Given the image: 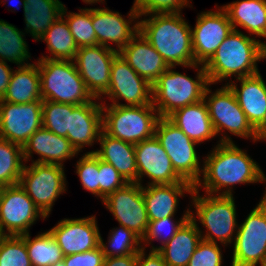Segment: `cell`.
I'll return each mask as SVG.
<instances>
[{
	"instance_id": "b9f144b4",
	"label": "cell",
	"mask_w": 266,
	"mask_h": 266,
	"mask_svg": "<svg viewBox=\"0 0 266 266\" xmlns=\"http://www.w3.org/2000/svg\"><path fill=\"white\" fill-rule=\"evenodd\" d=\"M100 199L103 201L109 194L124 187L128 182L109 163L98 158Z\"/></svg>"
},
{
	"instance_id": "681fc988",
	"label": "cell",
	"mask_w": 266,
	"mask_h": 266,
	"mask_svg": "<svg viewBox=\"0 0 266 266\" xmlns=\"http://www.w3.org/2000/svg\"><path fill=\"white\" fill-rule=\"evenodd\" d=\"M13 1H15V2H17V1H19V0H10L9 2L10 3H12ZM18 3H19V5H18ZM10 5V4H9ZM25 5H26V3H25V0H20L19 2H17V6L19 7V6H23V10H24V7H25ZM11 6H12V8L14 7H16V4H15V6H14V3L13 4H11ZM10 6V7H11ZM18 7H16V8H18Z\"/></svg>"
},
{
	"instance_id": "ab89813d",
	"label": "cell",
	"mask_w": 266,
	"mask_h": 266,
	"mask_svg": "<svg viewBox=\"0 0 266 266\" xmlns=\"http://www.w3.org/2000/svg\"><path fill=\"white\" fill-rule=\"evenodd\" d=\"M0 266H32L23 235H8L0 243Z\"/></svg>"
},
{
	"instance_id": "3957f363",
	"label": "cell",
	"mask_w": 266,
	"mask_h": 266,
	"mask_svg": "<svg viewBox=\"0 0 266 266\" xmlns=\"http://www.w3.org/2000/svg\"><path fill=\"white\" fill-rule=\"evenodd\" d=\"M233 30L203 65L210 85L259 73L257 62L266 59V42Z\"/></svg>"
},
{
	"instance_id": "d6a6232c",
	"label": "cell",
	"mask_w": 266,
	"mask_h": 266,
	"mask_svg": "<svg viewBox=\"0 0 266 266\" xmlns=\"http://www.w3.org/2000/svg\"><path fill=\"white\" fill-rule=\"evenodd\" d=\"M25 33L14 25L0 19V60L26 66L31 60L28 44L23 36Z\"/></svg>"
},
{
	"instance_id": "cb8c5ba5",
	"label": "cell",
	"mask_w": 266,
	"mask_h": 266,
	"mask_svg": "<svg viewBox=\"0 0 266 266\" xmlns=\"http://www.w3.org/2000/svg\"><path fill=\"white\" fill-rule=\"evenodd\" d=\"M118 53L140 77L151 85L169 68L163 57L140 32Z\"/></svg>"
},
{
	"instance_id": "f5cc1de1",
	"label": "cell",
	"mask_w": 266,
	"mask_h": 266,
	"mask_svg": "<svg viewBox=\"0 0 266 266\" xmlns=\"http://www.w3.org/2000/svg\"><path fill=\"white\" fill-rule=\"evenodd\" d=\"M51 266H65V263H64V261L62 260V261L57 262V263H55V264H53V265H51Z\"/></svg>"
},
{
	"instance_id": "ffe728a7",
	"label": "cell",
	"mask_w": 266,
	"mask_h": 266,
	"mask_svg": "<svg viewBox=\"0 0 266 266\" xmlns=\"http://www.w3.org/2000/svg\"><path fill=\"white\" fill-rule=\"evenodd\" d=\"M50 233L64 256L95 249L100 244V231L96 216L63 219L51 228Z\"/></svg>"
},
{
	"instance_id": "4fadbf2b",
	"label": "cell",
	"mask_w": 266,
	"mask_h": 266,
	"mask_svg": "<svg viewBox=\"0 0 266 266\" xmlns=\"http://www.w3.org/2000/svg\"><path fill=\"white\" fill-rule=\"evenodd\" d=\"M104 97L111 100L110 105L130 107L151 105L152 85L140 77L118 53L111 65L109 89ZM121 99L126 103H120Z\"/></svg>"
},
{
	"instance_id": "52a82bcc",
	"label": "cell",
	"mask_w": 266,
	"mask_h": 266,
	"mask_svg": "<svg viewBox=\"0 0 266 266\" xmlns=\"http://www.w3.org/2000/svg\"><path fill=\"white\" fill-rule=\"evenodd\" d=\"M103 102L102 127L106 134L134 145L155 136L160 116L153 104L132 107L109 104L105 106L106 103Z\"/></svg>"
},
{
	"instance_id": "bcb514c9",
	"label": "cell",
	"mask_w": 266,
	"mask_h": 266,
	"mask_svg": "<svg viewBox=\"0 0 266 266\" xmlns=\"http://www.w3.org/2000/svg\"><path fill=\"white\" fill-rule=\"evenodd\" d=\"M145 246L138 252L136 266H168L158 251H150L147 255Z\"/></svg>"
},
{
	"instance_id": "8d00e7d4",
	"label": "cell",
	"mask_w": 266,
	"mask_h": 266,
	"mask_svg": "<svg viewBox=\"0 0 266 266\" xmlns=\"http://www.w3.org/2000/svg\"><path fill=\"white\" fill-rule=\"evenodd\" d=\"M67 13V8L64 6L61 16L66 18L65 20L78 48L98 45L96 33L91 22V8L80 9L79 13Z\"/></svg>"
},
{
	"instance_id": "4316f807",
	"label": "cell",
	"mask_w": 266,
	"mask_h": 266,
	"mask_svg": "<svg viewBox=\"0 0 266 266\" xmlns=\"http://www.w3.org/2000/svg\"><path fill=\"white\" fill-rule=\"evenodd\" d=\"M167 118L197 144L217 136L204 100L180 108Z\"/></svg>"
},
{
	"instance_id": "2e32d148",
	"label": "cell",
	"mask_w": 266,
	"mask_h": 266,
	"mask_svg": "<svg viewBox=\"0 0 266 266\" xmlns=\"http://www.w3.org/2000/svg\"><path fill=\"white\" fill-rule=\"evenodd\" d=\"M119 225L132 230L141 239L146 233L149 219L142 194V185L127 183L109 194L103 201Z\"/></svg>"
},
{
	"instance_id": "9c48e42d",
	"label": "cell",
	"mask_w": 266,
	"mask_h": 266,
	"mask_svg": "<svg viewBox=\"0 0 266 266\" xmlns=\"http://www.w3.org/2000/svg\"><path fill=\"white\" fill-rule=\"evenodd\" d=\"M155 136L170 158L175 172L193 186L201 179L203 167L197 156L196 142L173 124L167 117H160Z\"/></svg>"
},
{
	"instance_id": "277c9868",
	"label": "cell",
	"mask_w": 266,
	"mask_h": 266,
	"mask_svg": "<svg viewBox=\"0 0 266 266\" xmlns=\"http://www.w3.org/2000/svg\"><path fill=\"white\" fill-rule=\"evenodd\" d=\"M174 68L169 66L152 84V104L160 117H168L180 108L202 101L210 86L203 65L196 64V80L174 71Z\"/></svg>"
},
{
	"instance_id": "5b68a950",
	"label": "cell",
	"mask_w": 266,
	"mask_h": 266,
	"mask_svg": "<svg viewBox=\"0 0 266 266\" xmlns=\"http://www.w3.org/2000/svg\"><path fill=\"white\" fill-rule=\"evenodd\" d=\"M194 211H190V219L198 221L206 228L204 234L198 227L202 240L220 243L223 246L233 244L238 229L235 199L226 195H199V190L193 189L190 194ZM198 217H196L195 216ZM204 234V235H203Z\"/></svg>"
},
{
	"instance_id": "f907efd6",
	"label": "cell",
	"mask_w": 266,
	"mask_h": 266,
	"mask_svg": "<svg viewBox=\"0 0 266 266\" xmlns=\"http://www.w3.org/2000/svg\"><path fill=\"white\" fill-rule=\"evenodd\" d=\"M8 235L4 232L2 225L0 224V243L7 237Z\"/></svg>"
},
{
	"instance_id": "8992f818",
	"label": "cell",
	"mask_w": 266,
	"mask_h": 266,
	"mask_svg": "<svg viewBox=\"0 0 266 266\" xmlns=\"http://www.w3.org/2000/svg\"><path fill=\"white\" fill-rule=\"evenodd\" d=\"M37 64L43 101L81 105L95 99L79 75L74 61L38 59Z\"/></svg>"
},
{
	"instance_id": "ee69618b",
	"label": "cell",
	"mask_w": 266,
	"mask_h": 266,
	"mask_svg": "<svg viewBox=\"0 0 266 266\" xmlns=\"http://www.w3.org/2000/svg\"><path fill=\"white\" fill-rule=\"evenodd\" d=\"M221 252L217 243L201 240L187 266H222Z\"/></svg>"
},
{
	"instance_id": "1f68e13d",
	"label": "cell",
	"mask_w": 266,
	"mask_h": 266,
	"mask_svg": "<svg viewBox=\"0 0 266 266\" xmlns=\"http://www.w3.org/2000/svg\"><path fill=\"white\" fill-rule=\"evenodd\" d=\"M40 40L46 42L51 55H43L40 59L74 61L79 49L65 18L62 16L52 24Z\"/></svg>"
},
{
	"instance_id": "e0dca14e",
	"label": "cell",
	"mask_w": 266,
	"mask_h": 266,
	"mask_svg": "<svg viewBox=\"0 0 266 266\" xmlns=\"http://www.w3.org/2000/svg\"><path fill=\"white\" fill-rule=\"evenodd\" d=\"M232 31V24L222 7L200 13L195 27L191 28L195 63L204 65Z\"/></svg>"
},
{
	"instance_id": "7dc6e473",
	"label": "cell",
	"mask_w": 266,
	"mask_h": 266,
	"mask_svg": "<svg viewBox=\"0 0 266 266\" xmlns=\"http://www.w3.org/2000/svg\"><path fill=\"white\" fill-rule=\"evenodd\" d=\"M138 254L105 257L102 266H136Z\"/></svg>"
},
{
	"instance_id": "d590c367",
	"label": "cell",
	"mask_w": 266,
	"mask_h": 266,
	"mask_svg": "<svg viewBox=\"0 0 266 266\" xmlns=\"http://www.w3.org/2000/svg\"><path fill=\"white\" fill-rule=\"evenodd\" d=\"M113 228L108 236V242L105 244L100 235L99 246L105 257H118L130 254H138L142 249L141 238L132 230L119 225Z\"/></svg>"
},
{
	"instance_id": "5bb4252c",
	"label": "cell",
	"mask_w": 266,
	"mask_h": 266,
	"mask_svg": "<svg viewBox=\"0 0 266 266\" xmlns=\"http://www.w3.org/2000/svg\"><path fill=\"white\" fill-rule=\"evenodd\" d=\"M118 54L114 49L101 45L80 47L74 63L88 91L98 101L108 91L111 76V65Z\"/></svg>"
},
{
	"instance_id": "7bdbcfd3",
	"label": "cell",
	"mask_w": 266,
	"mask_h": 266,
	"mask_svg": "<svg viewBox=\"0 0 266 266\" xmlns=\"http://www.w3.org/2000/svg\"><path fill=\"white\" fill-rule=\"evenodd\" d=\"M189 2V0H134L133 8L139 16L151 13H176L181 12L185 6L192 7Z\"/></svg>"
},
{
	"instance_id": "ba28073f",
	"label": "cell",
	"mask_w": 266,
	"mask_h": 266,
	"mask_svg": "<svg viewBox=\"0 0 266 266\" xmlns=\"http://www.w3.org/2000/svg\"><path fill=\"white\" fill-rule=\"evenodd\" d=\"M203 100L207 105L216 135H222L219 143H233L231 137L225 134V130L235 136L252 139L254 142L261 140L259 133L249 123L228 85L225 84L220 89H216L214 93L208 86Z\"/></svg>"
},
{
	"instance_id": "484cf974",
	"label": "cell",
	"mask_w": 266,
	"mask_h": 266,
	"mask_svg": "<svg viewBox=\"0 0 266 266\" xmlns=\"http://www.w3.org/2000/svg\"><path fill=\"white\" fill-rule=\"evenodd\" d=\"M98 142L100 143V150L86 153H94L99 159L111 164L128 183H138L135 145L114 138L103 130Z\"/></svg>"
},
{
	"instance_id": "db71d44e",
	"label": "cell",
	"mask_w": 266,
	"mask_h": 266,
	"mask_svg": "<svg viewBox=\"0 0 266 266\" xmlns=\"http://www.w3.org/2000/svg\"><path fill=\"white\" fill-rule=\"evenodd\" d=\"M260 266H266V260Z\"/></svg>"
},
{
	"instance_id": "c3c4849f",
	"label": "cell",
	"mask_w": 266,
	"mask_h": 266,
	"mask_svg": "<svg viewBox=\"0 0 266 266\" xmlns=\"http://www.w3.org/2000/svg\"><path fill=\"white\" fill-rule=\"evenodd\" d=\"M12 72L13 69L8 63L0 60V100L3 99L6 93Z\"/></svg>"
},
{
	"instance_id": "7c38bea8",
	"label": "cell",
	"mask_w": 266,
	"mask_h": 266,
	"mask_svg": "<svg viewBox=\"0 0 266 266\" xmlns=\"http://www.w3.org/2000/svg\"><path fill=\"white\" fill-rule=\"evenodd\" d=\"M39 217L46 219L20 184L2 187L0 224L7 235L28 234L29 228Z\"/></svg>"
},
{
	"instance_id": "e575fe53",
	"label": "cell",
	"mask_w": 266,
	"mask_h": 266,
	"mask_svg": "<svg viewBox=\"0 0 266 266\" xmlns=\"http://www.w3.org/2000/svg\"><path fill=\"white\" fill-rule=\"evenodd\" d=\"M22 146L0 138V186L19 184L25 164Z\"/></svg>"
},
{
	"instance_id": "d6986e66",
	"label": "cell",
	"mask_w": 266,
	"mask_h": 266,
	"mask_svg": "<svg viewBox=\"0 0 266 266\" xmlns=\"http://www.w3.org/2000/svg\"><path fill=\"white\" fill-rule=\"evenodd\" d=\"M135 158L140 185L143 176L150 179L148 185L174 184L183 181L173 169L170 158L156 136L135 144Z\"/></svg>"
},
{
	"instance_id": "6da1fadb",
	"label": "cell",
	"mask_w": 266,
	"mask_h": 266,
	"mask_svg": "<svg viewBox=\"0 0 266 266\" xmlns=\"http://www.w3.org/2000/svg\"><path fill=\"white\" fill-rule=\"evenodd\" d=\"M244 151L234 142L218 143L203 159V179L194 188L199 190L203 187L205 193L211 195L232 196V186L264 183L266 175L258 163Z\"/></svg>"
},
{
	"instance_id": "60d3db41",
	"label": "cell",
	"mask_w": 266,
	"mask_h": 266,
	"mask_svg": "<svg viewBox=\"0 0 266 266\" xmlns=\"http://www.w3.org/2000/svg\"><path fill=\"white\" fill-rule=\"evenodd\" d=\"M76 174L85 190L100 197L98 157L94 153L83 154L76 163Z\"/></svg>"
},
{
	"instance_id": "ac0fdd59",
	"label": "cell",
	"mask_w": 266,
	"mask_h": 266,
	"mask_svg": "<svg viewBox=\"0 0 266 266\" xmlns=\"http://www.w3.org/2000/svg\"><path fill=\"white\" fill-rule=\"evenodd\" d=\"M129 12V19H125L119 12L112 11L107 7L91 8V22L96 33L98 45L119 52L131 41L139 32L140 17L133 7H131ZM111 42L115 43L117 48L111 47Z\"/></svg>"
},
{
	"instance_id": "83f0119b",
	"label": "cell",
	"mask_w": 266,
	"mask_h": 266,
	"mask_svg": "<svg viewBox=\"0 0 266 266\" xmlns=\"http://www.w3.org/2000/svg\"><path fill=\"white\" fill-rule=\"evenodd\" d=\"M233 30L245 28L250 36L266 38V0H240L221 6Z\"/></svg>"
},
{
	"instance_id": "f35d334b",
	"label": "cell",
	"mask_w": 266,
	"mask_h": 266,
	"mask_svg": "<svg viewBox=\"0 0 266 266\" xmlns=\"http://www.w3.org/2000/svg\"><path fill=\"white\" fill-rule=\"evenodd\" d=\"M190 208L182 215V218L178 221H174V217H166L160 220L149 221L145 235L141 239L142 247L145 244L150 245L152 241H160L162 245L151 246L150 251H158L163 247L170 239L174 237L177 231L183 226V224L190 218ZM170 228L167 232L166 230ZM166 232V236L164 234Z\"/></svg>"
},
{
	"instance_id": "74e56055",
	"label": "cell",
	"mask_w": 266,
	"mask_h": 266,
	"mask_svg": "<svg viewBox=\"0 0 266 266\" xmlns=\"http://www.w3.org/2000/svg\"><path fill=\"white\" fill-rule=\"evenodd\" d=\"M72 104H64L54 101L42 102V127L49 131L67 138L70 132V115Z\"/></svg>"
},
{
	"instance_id": "836d02e7",
	"label": "cell",
	"mask_w": 266,
	"mask_h": 266,
	"mask_svg": "<svg viewBox=\"0 0 266 266\" xmlns=\"http://www.w3.org/2000/svg\"><path fill=\"white\" fill-rule=\"evenodd\" d=\"M32 266H51L64 259V254L50 231L38 234L33 239L30 233L23 235Z\"/></svg>"
},
{
	"instance_id": "f6af8a7d",
	"label": "cell",
	"mask_w": 266,
	"mask_h": 266,
	"mask_svg": "<svg viewBox=\"0 0 266 266\" xmlns=\"http://www.w3.org/2000/svg\"><path fill=\"white\" fill-rule=\"evenodd\" d=\"M104 253L101 247L91 249L79 254L64 256L65 266H102Z\"/></svg>"
},
{
	"instance_id": "7402d4cb",
	"label": "cell",
	"mask_w": 266,
	"mask_h": 266,
	"mask_svg": "<svg viewBox=\"0 0 266 266\" xmlns=\"http://www.w3.org/2000/svg\"><path fill=\"white\" fill-rule=\"evenodd\" d=\"M22 149L25 164L35 153L40 157L35 161L31 158L32 162L64 166L63 161L78 154L66 137L58 136L44 127L39 128Z\"/></svg>"
},
{
	"instance_id": "816d5d0a",
	"label": "cell",
	"mask_w": 266,
	"mask_h": 266,
	"mask_svg": "<svg viewBox=\"0 0 266 266\" xmlns=\"http://www.w3.org/2000/svg\"><path fill=\"white\" fill-rule=\"evenodd\" d=\"M82 1L85 2L86 4H91V5L94 3H98V2H101V3L105 2V0H82Z\"/></svg>"
},
{
	"instance_id": "30bf717a",
	"label": "cell",
	"mask_w": 266,
	"mask_h": 266,
	"mask_svg": "<svg viewBox=\"0 0 266 266\" xmlns=\"http://www.w3.org/2000/svg\"><path fill=\"white\" fill-rule=\"evenodd\" d=\"M66 182L63 166L32 162L24 166L19 184L48 218L54 202L66 191Z\"/></svg>"
},
{
	"instance_id": "8fae6325",
	"label": "cell",
	"mask_w": 266,
	"mask_h": 266,
	"mask_svg": "<svg viewBox=\"0 0 266 266\" xmlns=\"http://www.w3.org/2000/svg\"><path fill=\"white\" fill-rule=\"evenodd\" d=\"M259 204L238 225L231 266H257L266 260V189Z\"/></svg>"
},
{
	"instance_id": "7a4b0ae2",
	"label": "cell",
	"mask_w": 266,
	"mask_h": 266,
	"mask_svg": "<svg viewBox=\"0 0 266 266\" xmlns=\"http://www.w3.org/2000/svg\"><path fill=\"white\" fill-rule=\"evenodd\" d=\"M176 13H151L139 21V32L163 57L168 66L196 68L191 27Z\"/></svg>"
},
{
	"instance_id": "9a60e30c",
	"label": "cell",
	"mask_w": 266,
	"mask_h": 266,
	"mask_svg": "<svg viewBox=\"0 0 266 266\" xmlns=\"http://www.w3.org/2000/svg\"><path fill=\"white\" fill-rule=\"evenodd\" d=\"M42 102L13 104L0 100V138L23 147L42 127Z\"/></svg>"
},
{
	"instance_id": "603a6c76",
	"label": "cell",
	"mask_w": 266,
	"mask_h": 266,
	"mask_svg": "<svg viewBox=\"0 0 266 266\" xmlns=\"http://www.w3.org/2000/svg\"><path fill=\"white\" fill-rule=\"evenodd\" d=\"M96 98L89 103L72 105L70 115V132L67 139L77 152L83 147L92 146L98 142L102 127V102L97 103Z\"/></svg>"
},
{
	"instance_id": "f1b7e54d",
	"label": "cell",
	"mask_w": 266,
	"mask_h": 266,
	"mask_svg": "<svg viewBox=\"0 0 266 266\" xmlns=\"http://www.w3.org/2000/svg\"><path fill=\"white\" fill-rule=\"evenodd\" d=\"M201 240L197 222L189 218L158 252L168 266H187Z\"/></svg>"
},
{
	"instance_id": "4dcf8cb0",
	"label": "cell",
	"mask_w": 266,
	"mask_h": 266,
	"mask_svg": "<svg viewBox=\"0 0 266 266\" xmlns=\"http://www.w3.org/2000/svg\"><path fill=\"white\" fill-rule=\"evenodd\" d=\"M24 20L25 32L36 41L61 17L63 7L60 0H25Z\"/></svg>"
},
{
	"instance_id": "44dd1931",
	"label": "cell",
	"mask_w": 266,
	"mask_h": 266,
	"mask_svg": "<svg viewBox=\"0 0 266 266\" xmlns=\"http://www.w3.org/2000/svg\"><path fill=\"white\" fill-rule=\"evenodd\" d=\"M237 80L240 88L232 80L226 85L234 92L241 109L261 140L266 141V83L260 73Z\"/></svg>"
},
{
	"instance_id": "f546056e",
	"label": "cell",
	"mask_w": 266,
	"mask_h": 266,
	"mask_svg": "<svg viewBox=\"0 0 266 266\" xmlns=\"http://www.w3.org/2000/svg\"><path fill=\"white\" fill-rule=\"evenodd\" d=\"M2 100L13 104L43 100L37 62L26 66H18L17 70H13Z\"/></svg>"
},
{
	"instance_id": "d4e9b609",
	"label": "cell",
	"mask_w": 266,
	"mask_h": 266,
	"mask_svg": "<svg viewBox=\"0 0 266 266\" xmlns=\"http://www.w3.org/2000/svg\"><path fill=\"white\" fill-rule=\"evenodd\" d=\"M194 186L183 180L174 184L142 185V194L149 221L174 217L178 208L179 198L185 192L191 194Z\"/></svg>"
}]
</instances>
